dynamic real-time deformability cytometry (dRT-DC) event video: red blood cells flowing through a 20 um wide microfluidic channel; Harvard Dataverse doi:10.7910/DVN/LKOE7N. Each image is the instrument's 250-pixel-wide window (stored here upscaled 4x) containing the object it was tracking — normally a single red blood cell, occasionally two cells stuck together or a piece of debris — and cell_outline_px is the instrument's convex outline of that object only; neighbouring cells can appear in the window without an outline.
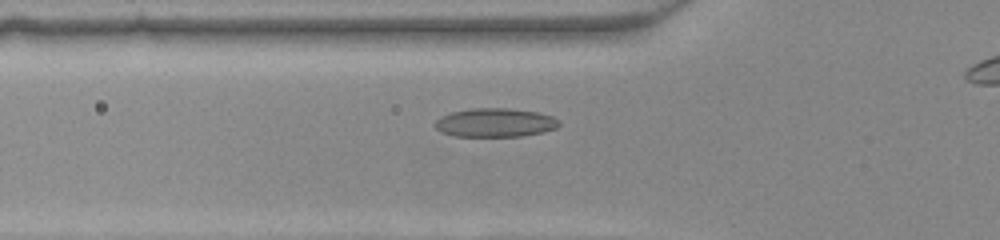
{"species": "common noctule bat (a hibernating species)", "species_latin": "Nyctalus noctula", "temperature_condition": "warm", "stored_images_in_passage": 30, "camera_frame_rate_fps": 3000, "um_per_image_px": 0.085, "animal": {"sex": "female", "body_mass_g": 22.0, "forearm_length_mm": 56.7}, "frame": {"image": 1, "passage_image": 5, "time_ms": 1.333, "image_size_px": [1000, 240], "cell_outline_px": [[560, 124], [556, 128], [544, 132], [520, 136], [456, 136], [440, 132], [432, 124], [440, 116], [452, 112], [472, 108], [508, 108], [536, 112], [552, 116], [560, 120]], "centroid_in_image_um": [42.07, 10.42], "position_along_channel_um": 83.7, "area_um2": 20.87}}
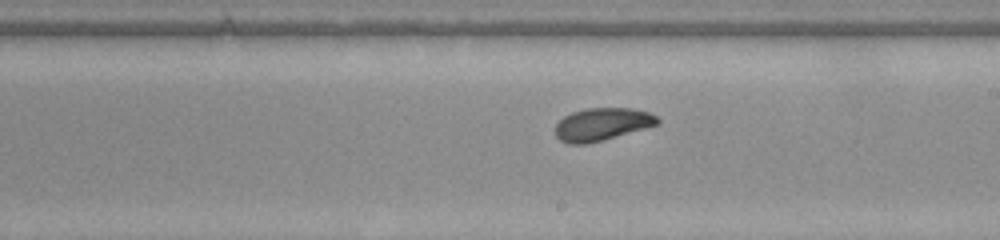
{"frame": {"image": 2, "passage_image": 16, "time_ms": 5.0, "image_size_px": [1000, 240], "cell_outline_px": [[660, 120], [656, 124], [600, 140], [584, 144], [568, 144], [560, 140], [556, 136], [556, 124], [564, 116], [572, 112], [588, 108], [632, 108], [648, 112], [656, 116]], "centroid_in_image_um": [51.12, 10.54], "position_along_channel_um": 237.9, "area_um2": 18.9}}
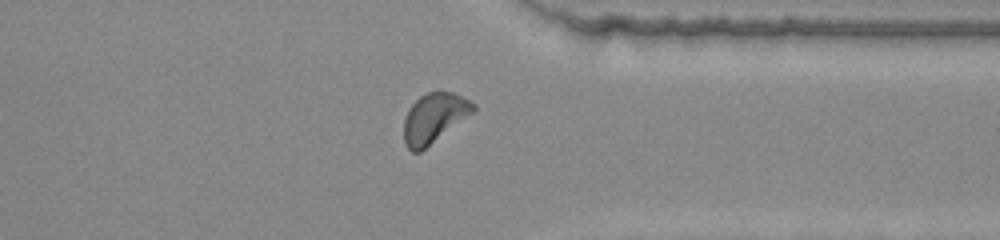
{"frame": {"image": 3, "passage_image": 26, "time_ms": 8.333, "image_size_px": [1000, 240], "cell_outline_px": [[476, 108], [472, 112], [420, 152], [412, 152], [408, 148], [404, 140], [404, 120], [412, 104], [420, 96], [428, 92], [452, 92], [476, 104]], "centroid_in_image_um": [36.88, 10.02], "position_along_channel_um": 374.5, "area_um2": 19.42}}